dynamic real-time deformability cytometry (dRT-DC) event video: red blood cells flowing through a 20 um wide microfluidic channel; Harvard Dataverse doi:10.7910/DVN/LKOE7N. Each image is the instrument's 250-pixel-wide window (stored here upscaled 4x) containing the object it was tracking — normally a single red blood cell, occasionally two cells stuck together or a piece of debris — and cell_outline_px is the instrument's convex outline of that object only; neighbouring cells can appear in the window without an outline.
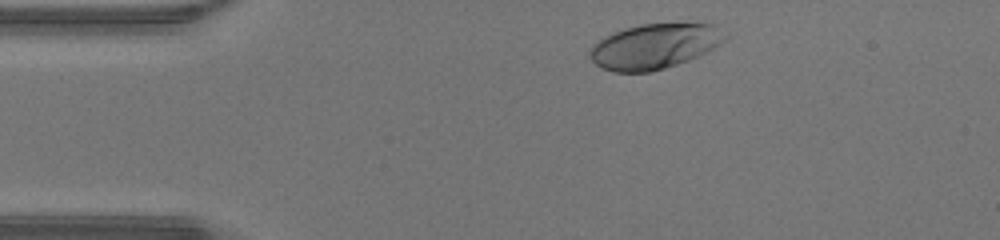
{"species": "human", "species_latin": "Homo sapiens", "temperature_condition": "warm", "stored_images_in_passage": 33, "camera_frame_rate_fps": 3000, "um_per_image_px": 0.085, "donor": {"sex": "male"}, "frame": {"image": 1, "passage_image": 2, "time_ms": 0.333, "image_size_px": [1000, 240], "cell_outline_px": [[728, 40], [688, 60], [664, 68], [648, 72], [612, 72], [600, 68], [588, 56], [588, 52], [592, 44], [604, 36], [624, 28], [640, 24], [684, 20], [716, 24], [728, 36]], "centroid_in_image_um": [55.65, 3.87], "position_along_channel_um": 29.3, "area_um2": 36.65}}
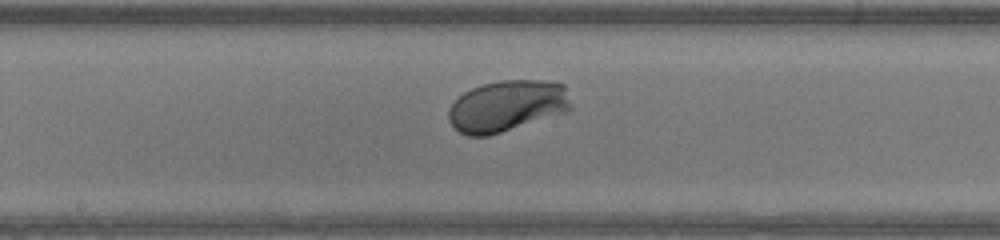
{"frame": {"image": 2, "passage_image": 18, "time_ms": 5.667, "image_size_px": [1000, 240], "cell_outline_px": [[572, 108], [568, 112], [488, 136], [468, 136], [460, 132], [448, 120], [448, 108], [464, 92], [472, 88], [484, 84], [500, 80], [544, 80], [564, 84], [572, 104]], "centroid_in_image_um": [43.13, 9.0], "position_along_channel_um": 205.1, "area_um2": 36.76}}
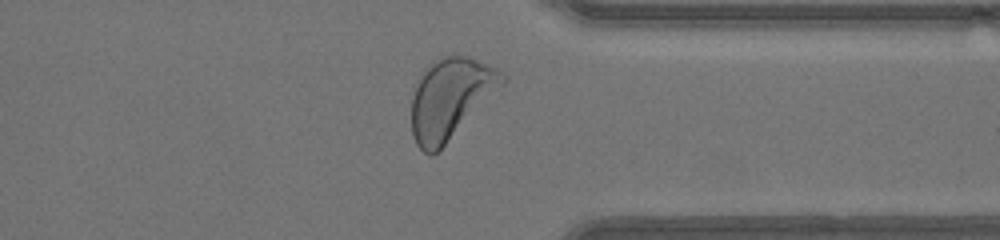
{"frame": {"image": 3, "passage_image": 30, "time_ms": 9.667, "image_size_px": [1000, 240], "cell_outline_px": [[508, 80], [432, 156], [424, 152], [416, 144], [412, 136], [412, 96], [424, 68], [428, 64], [444, 56], [468, 56], [496, 68], [504, 72], [508, 76]], "centroid_in_image_um": [38.29, 8.33], "position_along_channel_um": 373.1, "area_um2": 41.91}, "authors_computed_cell_mechanics": {"area_um2": 36.125, "velocity_mm_per_s": 4.3142, "shape_relaxation_time_tau1_ms": 0.8516, "shape_relaxation_time_tau2_ms": null, "deformation_change_tau1": 0.1127, "deformation_change_tau2": null}}